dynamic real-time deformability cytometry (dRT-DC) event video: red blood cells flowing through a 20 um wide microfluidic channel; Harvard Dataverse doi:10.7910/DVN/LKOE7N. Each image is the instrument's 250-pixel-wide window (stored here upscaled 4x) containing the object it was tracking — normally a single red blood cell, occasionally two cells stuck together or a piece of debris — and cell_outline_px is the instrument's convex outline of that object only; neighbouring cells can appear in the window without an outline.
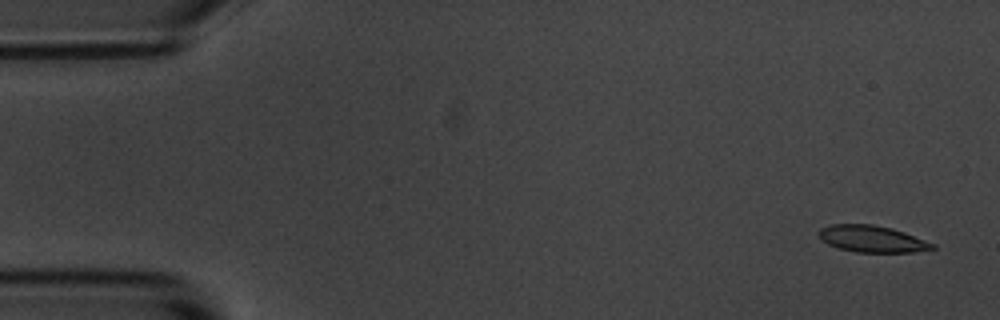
{"species": "common noctule bat (a hibernating species)", "species_latin": "Nyctalus noctula", "temperature_condition": "room temperature", "stored_images_in_passage": 4, "camera_frame_rate_fps": 3000, "um_per_image_px": 0.085, "animal": {"sex": "male", "body_mass_g": 20.1, "forearm_length_mm": 53.5}, "frame": {"image": 1, "passage_image": 1, "time_ms": 0.0, "image_size_px": [1000, 320], "cell_outline_px": [[936, 248], [912, 252], [856, 252], [840, 248], [828, 244], [816, 232], [820, 228], [832, 224], [872, 224], [892, 228], [904, 232], [936, 244]], "centroid_in_image_um": [74.13, 20.3], "position_along_channel_um": 10.9, "area_um2": 17.57}}
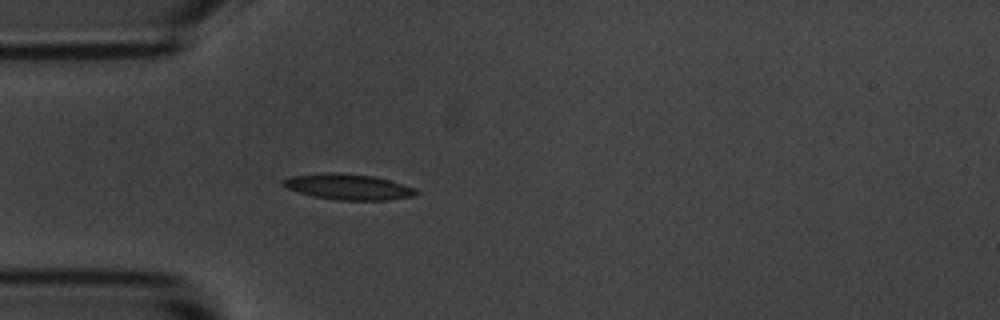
{"frame": {"image": 2, "passage_image": 4, "time_ms": 4.333, "image_size_px": [1000, 320], "cell_outline_px": [[420, 192], [416, 196], [388, 200], [336, 200], [312, 196], [288, 188], [280, 184], [284, 180], [292, 176], [320, 172], [340, 172], [372, 176], [388, 180], [416, 188]], "centroid_in_image_um": [29.62, 15.88], "position_along_channel_um": 55.4, "area_um2": 20.06}}